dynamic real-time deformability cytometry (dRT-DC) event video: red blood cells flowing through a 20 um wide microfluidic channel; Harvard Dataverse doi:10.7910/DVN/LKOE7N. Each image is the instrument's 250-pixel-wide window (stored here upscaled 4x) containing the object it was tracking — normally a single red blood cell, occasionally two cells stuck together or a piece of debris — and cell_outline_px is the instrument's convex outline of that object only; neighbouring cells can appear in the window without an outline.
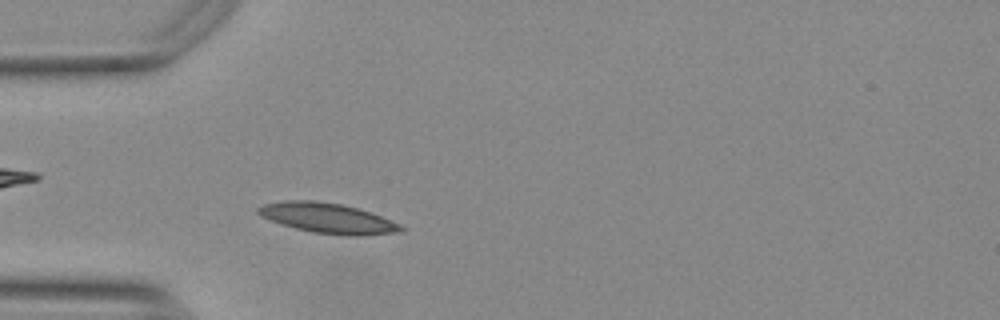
{"species": "Egyptian fruit bat (a non-hibernating species)", "species_latin": "Rousettus aegyptiacus", "temperature_condition": "warm", "stored_images_in_passage": 49, "camera_frame_rate_fps": 3000, "um_per_image_px": 0.085, "animal": {"sex": "female"}, "frame": {"image": 1, "passage_image": 11, "time_ms": 3.333, "image_size_px": [1000, 320], "cell_outline_px": [[404, 228], [396, 232], [364, 236], [344, 236], [312, 232], [296, 228], [260, 216], [256, 212], [256, 208], [264, 204], [280, 200], [312, 200], [340, 204], [356, 208], [380, 216], [400, 224]], "centroid_in_image_um": [27.81, 18.54], "position_along_channel_um": 57.2, "area_um2": 24.85}}
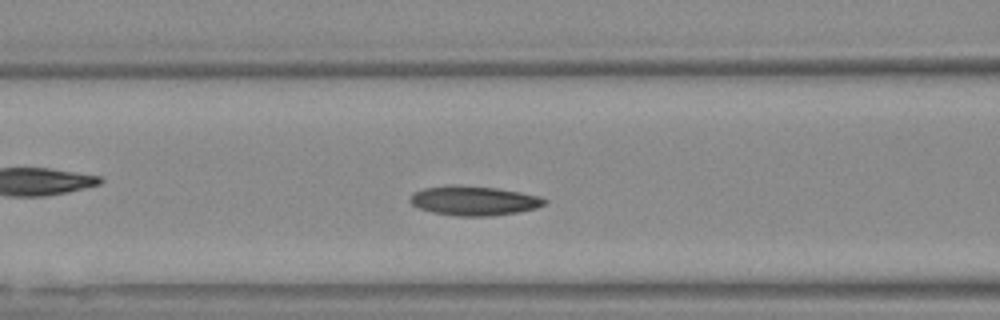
{"frame": {"image": 2, "passage_image": 17, "time_ms": 5.333, "image_size_px": [1000, 320], "cell_outline_px": [[548, 200], [544, 204], [536, 208], [516, 212], [492, 216], [456, 216], [432, 212], [420, 208], [412, 204], [408, 200], [416, 192], [424, 188], [496, 188], [520, 192], [540, 196]], "centroid_in_image_um": [40.36, 17.11], "position_along_channel_um": 126.2, "area_um2": 21.91}}
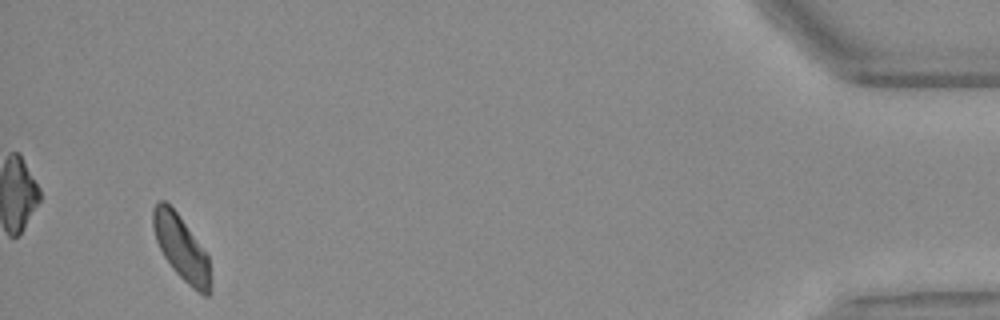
{"frame": {"image": 3, "passage_image": 47, "time_ms": 15.333, "image_size_px": [1000, 320], "cell_outline_px": [[212, 280], [208, 296], [204, 296], [192, 288], [172, 268], [164, 256], [156, 240], [152, 224], [152, 208], [160, 200], [164, 200], [176, 212], [208, 256]], "centroid_in_image_um": [15.41, 21.1], "position_along_channel_um": 419.8, "area_um2": 21.27}}